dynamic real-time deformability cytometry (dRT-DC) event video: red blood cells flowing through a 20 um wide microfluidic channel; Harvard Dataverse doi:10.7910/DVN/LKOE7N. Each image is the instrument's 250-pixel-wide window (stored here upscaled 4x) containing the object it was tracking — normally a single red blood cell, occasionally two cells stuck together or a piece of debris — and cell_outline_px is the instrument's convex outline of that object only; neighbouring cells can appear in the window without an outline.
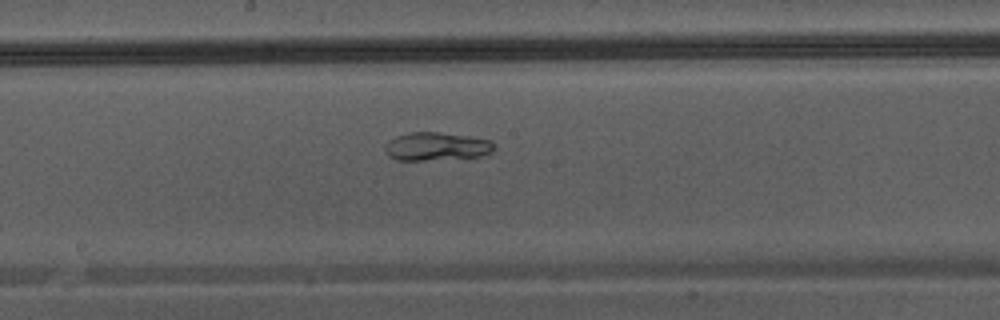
{"species": "Egyptian fruit bat (a non-hibernating species)", "species_latin": "Rousettus aegyptiacus", "temperature_condition": "warm", "stored_images_in_passage": 36, "camera_frame_rate_fps": 3000, "um_per_image_px": 0.085, "animal": {"sex": "male"}, "frame": {"image": 1, "passage_image": 16, "time_ms": 5.0, "image_size_px": [1000, 320], "cell_outline_px": [[496, 148], [492, 152], [480, 156], [424, 160], [396, 160], [388, 156], [384, 152], [384, 144], [388, 140], [396, 136], [408, 132], [440, 132], [468, 136], [492, 140]], "centroid_in_image_um": [37.06, 12.44], "position_along_channel_um": 211.1, "area_um2": 18.15}}
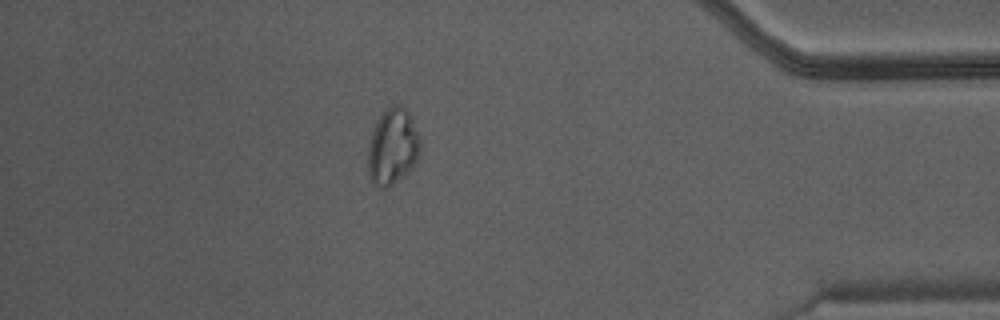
{"frame": {"image": 2, "passage_image": 31, "time_ms": 10.0, "image_size_px": [1000, 320], "cell_outline_px": [[420, 156], [412, 168], [404, 176], [392, 184], [384, 188], [380, 188], [372, 184], [368, 176], [368, 148], [372, 128], [376, 120], [392, 104], [400, 104], [408, 112], [420, 136]], "centroid_in_image_um": [33.37, 12.48], "position_along_channel_um": 401.8, "area_um2": 23.52}}